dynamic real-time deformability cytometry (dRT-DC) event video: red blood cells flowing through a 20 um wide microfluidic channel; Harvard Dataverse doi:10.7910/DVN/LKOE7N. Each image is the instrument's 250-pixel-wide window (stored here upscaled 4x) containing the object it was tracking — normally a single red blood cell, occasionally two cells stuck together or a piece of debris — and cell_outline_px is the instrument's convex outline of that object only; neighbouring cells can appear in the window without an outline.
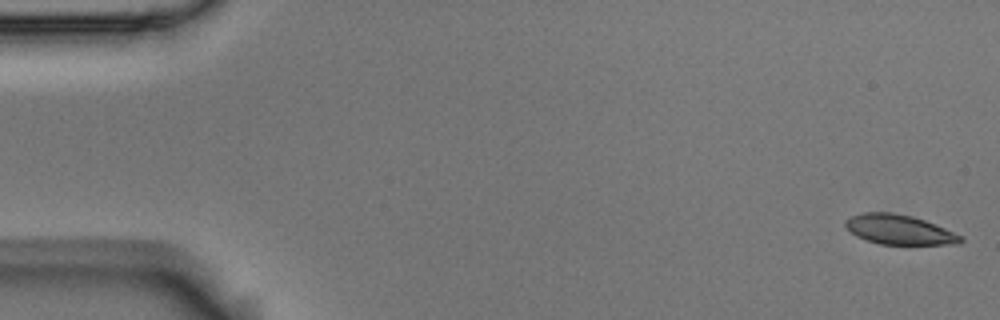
{"species": "Egyptian fruit bat (a non-hibernating species)", "species_latin": "Rousettus aegyptiacus", "temperature_condition": "room temperature", "stored_images_in_passage": 6, "camera_frame_rate_fps": 3000, "um_per_image_px": 0.085, "animal": {"sex": "male"}, "frame": {"image": 1, "passage_image": 1, "time_ms": 0.0, "image_size_px": [1000, 320], "cell_outline_px": [[964, 240], [956, 244], [880, 244], [856, 236], [844, 224], [844, 220], [852, 216], [864, 212], [892, 212], [912, 216], [924, 220], [964, 236]], "centroid_in_image_um": [76.44, 19.51], "position_along_channel_um": 8.6, "area_um2": 19.77}}
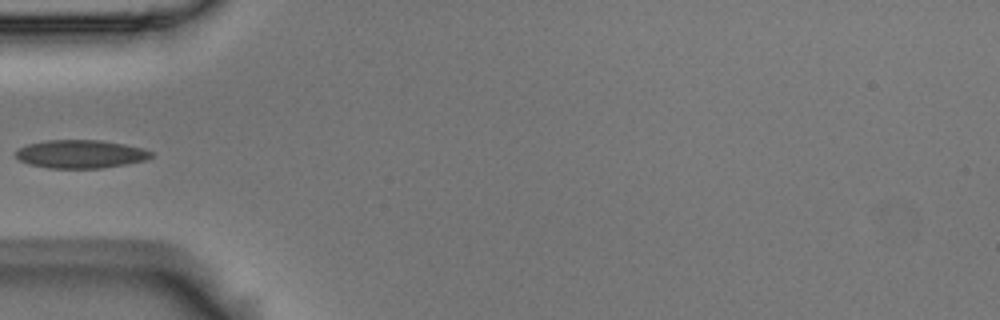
{"frame": {"image": 2, "passage_image": 5, "time_ms": 1.333, "image_size_px": [1000, 320], "cell_outline_px": [[152, 156], [144, 160], [124, 164], [100, 168], [48, 168], [28, 164], [20, 160], [16, 156], [16, 152], [20, 148], [28, 144], [48, 140], [100, 140], [124, 144], [144, 148], [152, 152]], "centroid_in_image_um": [6.85, 13.09], "position_along_channel_um": 78.2, "area_um2": 22.08}}
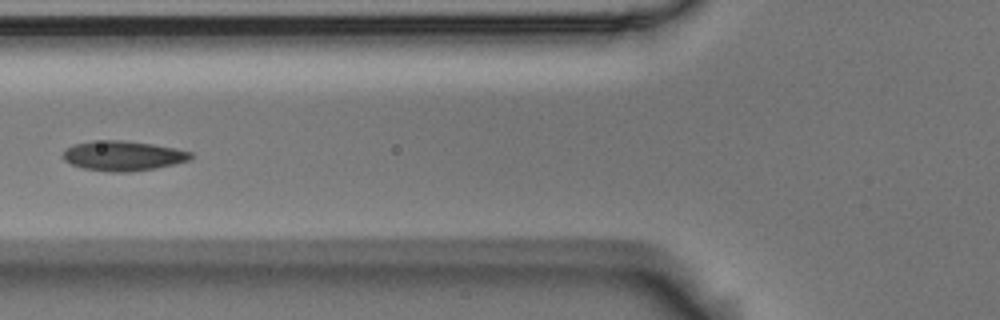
{"frame": {"image": 3, "passage_image": 6, "time_ms": 1.667, "image_size_px": [1000, 320], "cell_outline_px": [[192, 156], [188, 160], [156, 168], [132, 172], [108, 172], [84, 168], [72, 164], [64, 160], [60, 156], [64, 148], [72, 144], [92, 140], [124, 140], [152, 144], [176, 148], [192, 152]], "centroid_in_image_um": [10.39, 13.23], "position_along_channel_um": 115.4, "area_um2": 22.48}}